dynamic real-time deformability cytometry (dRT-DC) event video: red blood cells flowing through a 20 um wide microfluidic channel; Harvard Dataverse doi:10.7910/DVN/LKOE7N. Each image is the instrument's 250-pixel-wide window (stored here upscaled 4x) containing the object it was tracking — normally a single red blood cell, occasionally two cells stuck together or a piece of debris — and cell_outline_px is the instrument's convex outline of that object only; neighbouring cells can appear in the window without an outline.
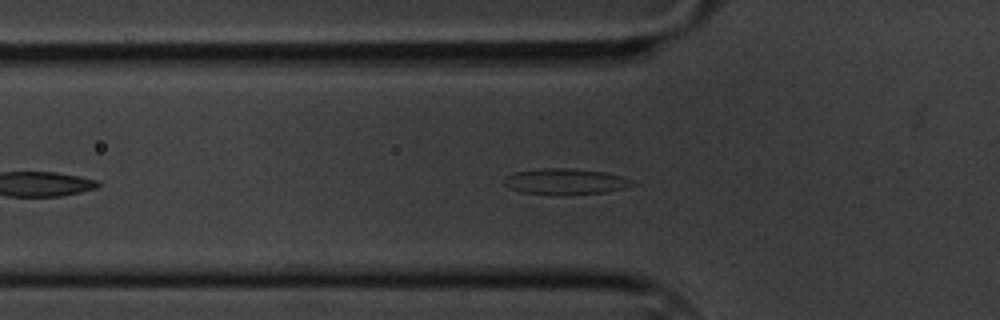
{"species": "common noctule bat (a hibernating species)", "species_latin": "Nyctalus noctula", "temperature_condition": "cold", "stored_images_in_passage": 36, "segment_of_instrument_passage": [1, 2], "camera_frame_rate_fps": 3000, "um_per_image_px": 0.085, "animal": {"sex": "male", "body_mass_g": 20.1, "forearm_length_mm": 53.5}, "frame": {"image": 1, "passage_image": 10, "time_ms": 3.0, "image_size_px": [1000, 320], "cell_outline_px": [[636, 184], [624, 188], [604, 192], [524, 192], [512, 188], [504, 184], [504, 180], [508, 176], [516, 172], [540, 168], [572, 168], [604, 172], [620, 176], [632, 180]], "centroid_in_image_um": [48.1, 15.37], "position_along_channel_um": 77.7, "area_um2": 18.15}}
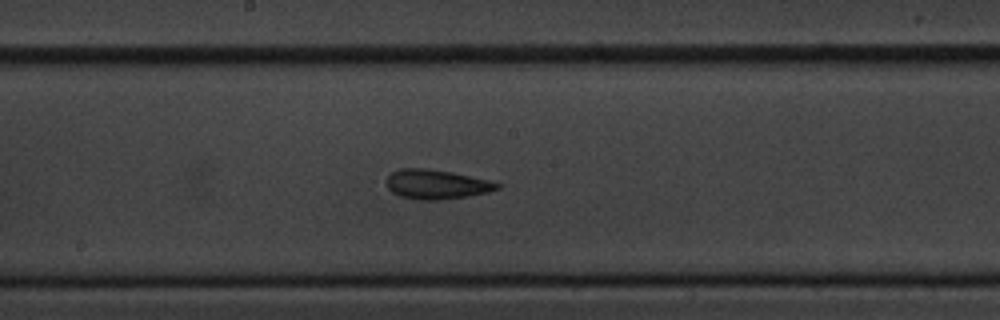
{"frame": {"image": 2, "passage_image": 22, "time_ms": 7.0, "image_size_px": [1000, 320], "cell_outline_px": [[504, 184], [500, 188], [488, 192], [468, 196], [440, 200], [420, 200], [400, 196], [392, 192], [388, 188], [388, 176], [392, 172], [400, 168], [428, 168], [452, 172], [488, 180]], "centroid_in_image_um": [37.13, 15.67], "position_along_channel_um": 211.1, "area_um2": 19.02}}
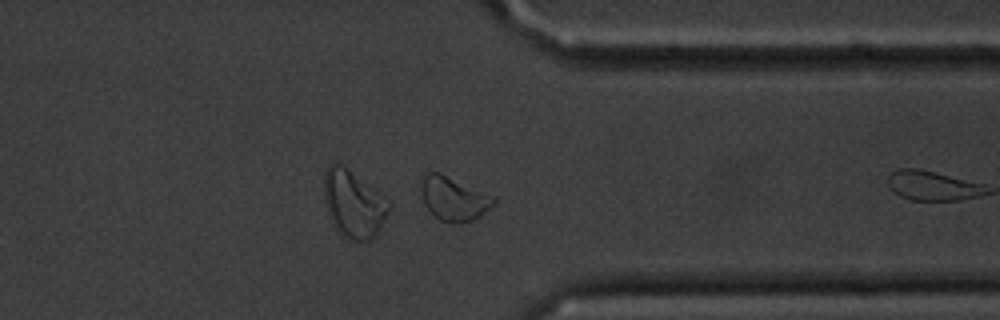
{"frame": {"image": 3, "passage_image": 33, "time_ms": 10.667, "image_size_px": [1000, 320], "cell_outline_px": [[496, 200], [480, 216], [472, 220], [460, 224], [452, 224], [440, 220], [424, 204], [420, 188], [420, 176], [428, 172], [440, 172], [496, 196]], "centroid_in_image_um": [38.54, 16.86], "position_along_channel_um": 372.9, "area_um2": 18.84}}